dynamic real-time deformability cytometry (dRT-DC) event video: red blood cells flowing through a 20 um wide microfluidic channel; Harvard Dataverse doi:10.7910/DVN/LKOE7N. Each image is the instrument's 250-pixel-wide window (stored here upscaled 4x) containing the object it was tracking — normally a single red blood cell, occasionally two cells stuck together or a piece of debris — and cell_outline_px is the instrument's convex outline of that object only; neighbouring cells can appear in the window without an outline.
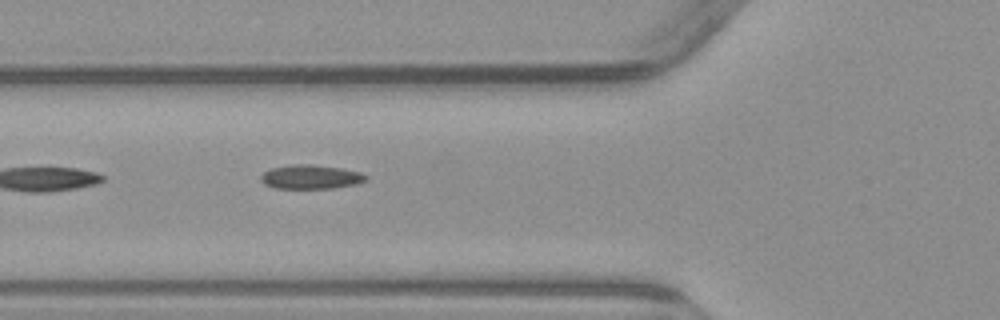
{"species": "common noctule bat (a hibernating species)", "species_latin": "Nyctalus noctula", "temperature_condition": "warm", "stored_images_in_passage": 5, "segment_of_instrument_passage": [2, 2], "camera_frame_rate_fps": 3000, "um_per_image_px": 0.085, "animal": {"sex": "male", "body_mass_g": 23.1, "forearm_length_mm": 52.7}, "frame": {"image": 1, "passage_image": 5, "time_ms": 5.0, "image_size_px": [1000, 320], "cell_outline_px": [[368, 180], [356, 184], [332, 188], [276, 188], [264, 184], [260, 180], [260, 176], [264, 172], [272, 168], [292, 164], [312, 164], [340, 168], [360, 172], [368, 176]], "centroid_in_image_um": [26.42, 15.03], "position_along_channel_um": 99.4, "area_um2": 14.74}}